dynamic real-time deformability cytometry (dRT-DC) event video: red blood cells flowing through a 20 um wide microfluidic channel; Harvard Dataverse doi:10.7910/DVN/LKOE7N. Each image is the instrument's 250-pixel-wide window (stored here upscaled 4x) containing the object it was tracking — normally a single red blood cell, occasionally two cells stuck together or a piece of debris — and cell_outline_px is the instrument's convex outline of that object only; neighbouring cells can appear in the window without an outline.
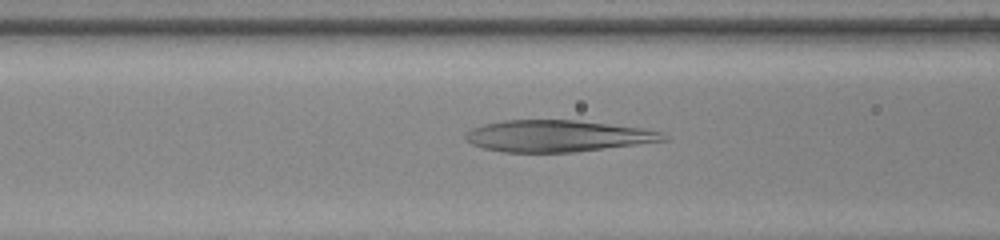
{"species": "human", "species_latin": "Homo sapiens", "temperature_condition": "warm", "stored_images_in_passage": 54, "camera_frame_rate_fps": 3000, "um_per_image_px": 0.085, "donor": {"sex": "female"}, "frame": {"image": 1, "passage_image": 23, "time_ms": 7.333, "image_size_px": [1000, 240], "cell_outline_px": [[668, 140], [576, 152], [504, 152], [484, 148], [472, 144], [464, 140], [464, 132], [472, 128], [484, 124], [504, 120], [576, 120], [644, 128], [664, 132], [668, 136]], "centroid_in_image_um": [47.38, 11.55], "position_along_channel_um": 119.2, "area_um2": 36.59}}
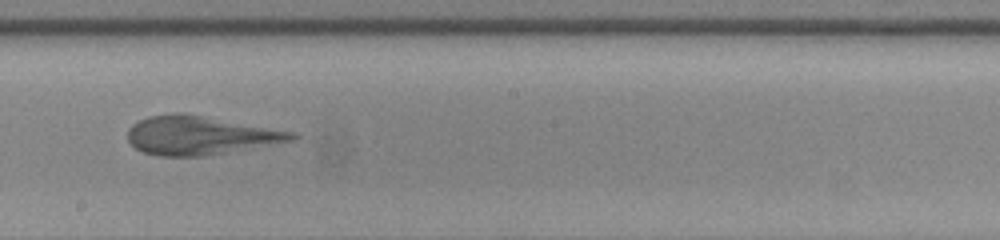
{"frame": {"image": 2, "passage_image": 32, "time_ms": 10.333, "image_size_px": [1000, 240], "cell_outline_px": [[300, 136], [296, 140], [204, 156], [156, 156], [144, 152], [136, 148], [128, 140], [128, 128], [132, 124], [148, 116], [176, 112], [184, 112], [296, 132]], "centroid_in_image_um": [17.02, 11.49], "position_along_channel_um": 231.2, "area_um2": 37.17}}
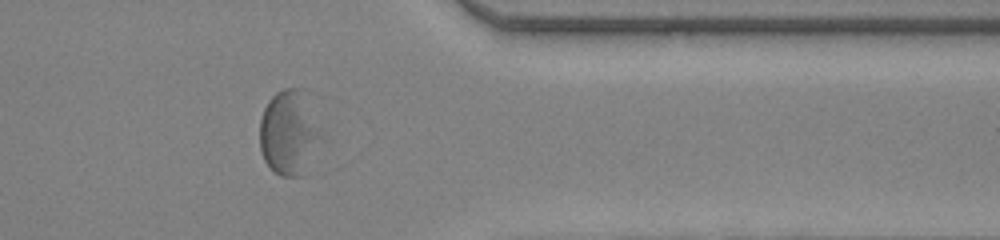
{"frame": {"image": 3, "passage_image": 45, "time_ms": 14.667, "image_size_px": [1000, 240], "cell_outline_px": [[324, 140], [304, 176], [280, 176], [272, 172], [264, 160], [260, 148], [260, 120], [264, 108], [268, 100], [276, 92], [284, 88], [304, 88], [324, 136]], "centroid_in_image_um": [24.62, 11.3], "position_along_channel_um": 386.8, "area_um2": 31.5}}